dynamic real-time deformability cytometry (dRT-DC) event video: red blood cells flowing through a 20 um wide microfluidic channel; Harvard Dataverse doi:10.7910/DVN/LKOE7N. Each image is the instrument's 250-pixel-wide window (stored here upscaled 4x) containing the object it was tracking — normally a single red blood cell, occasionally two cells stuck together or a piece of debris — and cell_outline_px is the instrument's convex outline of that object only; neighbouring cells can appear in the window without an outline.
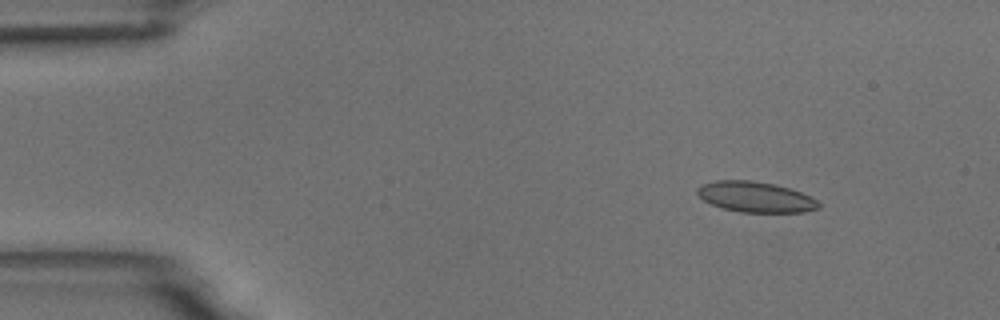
{"species": "common noctule bat (a hibernating species)", "species_latin": "Nyctalus noctula", "temperature_condition": "room temperature", "stored_images_in_passage": 49, "camera_frame_rate_fps": 3000, "um_per_image_px": 0.085, "animal": {"sex": "male", "body_mass_g": 18.8}, "frame": {"image": 1, "passage_image": 1, "time_ms": 0.0, "image_size_px": [1000, 320], "cell_outline_px": [[820, 208], [804, 212], [740, 212], [724, 208], [712, 204], [704, 200], [696, 192], [696, 188], [704, 184], [716, 180], [752, 180], [772, 184], [788, 188], [800, 192], [816, 200], [820, 204]], "centroid_in_image_um": [64.21, 16.74], "position_along_channel_um": 20.8, "area_um2": 21.33}}
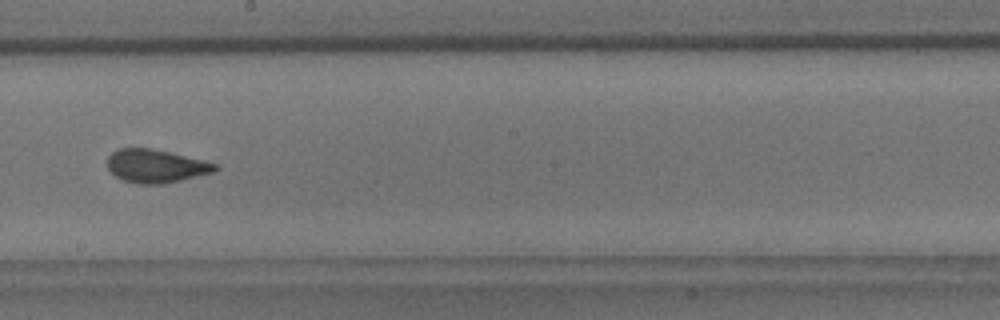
{"frame": {"image": 2, "passage_image": 25, "time_ms": 8.0, "image_size_px": [1000, 320], "cell_outline_px": [[220, 168], [216, 172], [180, 180], [160, 184], [140, 184], [124, 180], [116, 176], [108, 168], [108, 156], [112, 152], [120, 148], [152, 148], [204, 160], [216, 164]], "centroid_in_image_um": [13.28, 14.11], "position_along_channel_um": 234.9, "area_um2": 20.81}}
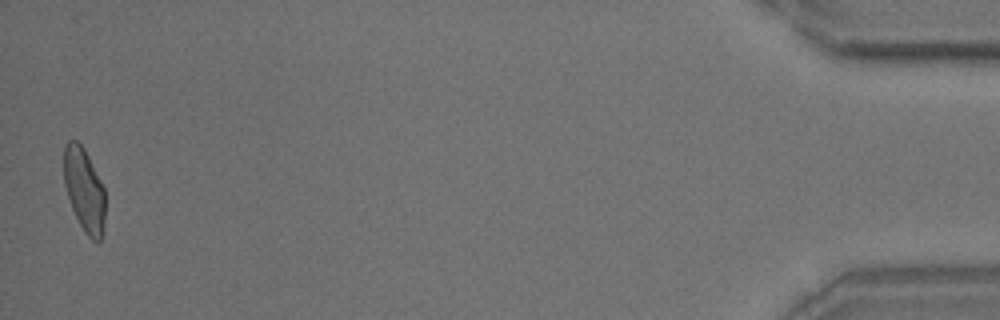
{"frame": {"image": 3, "passage_image": 48, "time_ms": 15.667, "image_size_px": [1000, 320], "cell_outline_px": [[104, 232], [100, 240], [96, 244], [84, 232], [72, 208], [64, 184], [64, 144], [68, 140], [76, 140], [84, 148], [104, 188]], "centroid_in_image_um": [7.16, 16.16], "position_along_channel_um": 428.0, "area_um2": 20.06}, "authors_computed_cell_mechanics": {"area_um2": 21.097, "velocity_mm_per_s": 3.7173, "shape_relaxation_time_tau1_ms": 4.9018, "shape_relaxation_time_tau2_ms": 1.0368, "deformation_change_tau1": 0.1289, "deformation_change_tau2": 0.0814}}